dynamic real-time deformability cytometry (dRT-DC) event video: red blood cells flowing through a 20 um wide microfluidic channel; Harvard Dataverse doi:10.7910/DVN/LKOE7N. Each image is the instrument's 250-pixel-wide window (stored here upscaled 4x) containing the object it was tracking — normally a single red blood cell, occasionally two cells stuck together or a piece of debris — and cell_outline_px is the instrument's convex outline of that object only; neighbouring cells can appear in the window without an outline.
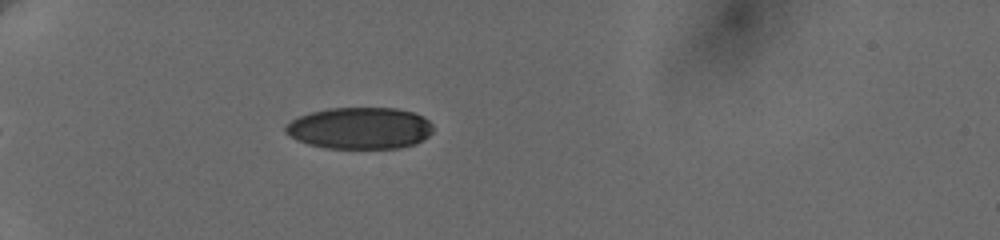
{"species": "human", "species_latin": "Homo sapiens", "temperature_condition": "cold", "stored_images_in_passage": 4, "camera_frame_rate_fps": 3000, "um_per_image_px": 0.085, "donor": {"sex": "female"}, "frame": {"image": 1, "passage_image": 1, "time_ms": 0.0, "image_size_px": [1000, 240], "cell_outline_px": [[432, 132], [428, 136], [416, 144], [400, 148], [328, 148], [308, 144], [296, 140], [284, 132], [284, 124], [300, 116], [312, 112], [328, 108], [396, 108], [412, 112], [428, 120], [432, 124]], "centroid_in_image_um": [30.57, 10.9], "position_along_channel_um": 54.4, "area_um2": 35.89}}
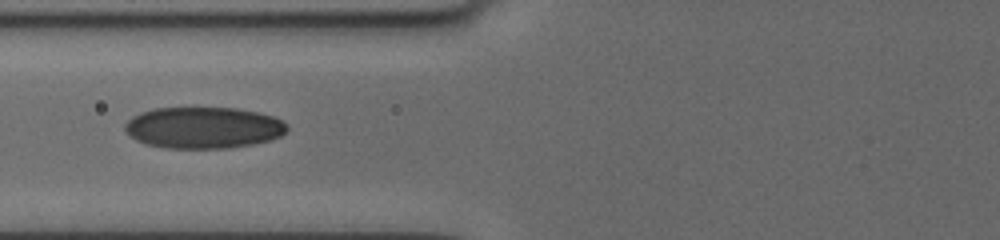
{"frame": {"image": 2, "passage_image": 3, "time_ms": 2.333, "image_size_px": [1000, 240], "cell_outline_px": [[288, 128], [280, 136], [268, 140], [252, 144], [228, 148], [168, 148], [148, 144], [136, 140], [124, 128], [124, 124], [132, 116], [140, 112], [152, 108], [236, 108], [260, 112], [284, 120], [288, 124]], "centroid_in_image_um": [17.31, 10.84], "position_along_channel_um": 108.5, "area_um2": 39.19}}